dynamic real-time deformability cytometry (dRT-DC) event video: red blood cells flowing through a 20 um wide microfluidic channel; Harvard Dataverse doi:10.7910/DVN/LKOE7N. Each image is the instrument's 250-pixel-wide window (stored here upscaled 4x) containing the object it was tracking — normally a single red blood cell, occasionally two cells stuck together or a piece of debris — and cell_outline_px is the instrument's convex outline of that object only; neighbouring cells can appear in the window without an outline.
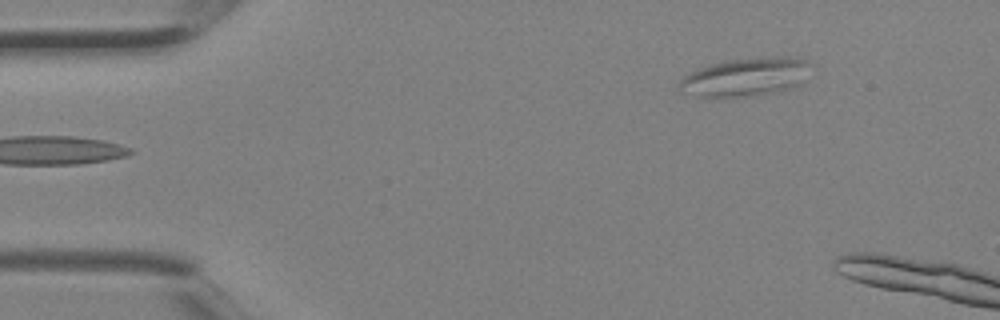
{"species": "Egyptian fruit bat (a non-hibernating species)", "species_latin": "Rousettus aegyptiacus", "temperature_condition": "room temperature", "stored_images_in_passage": 4, "camera_frame_rate_fps": 3000, "um_per_image_px": 0.085, "animal": {"sex": "female"}, "frame": {"image": 1, "passage_image": 4, "time_ms": 1.0, "image_size_px": [1000, 320], "cell_outline_px": [[816, 68], [804, 84], [792, 88], [756, 96], [696, 96], [680, 92], [680, 80], [684, 76], [696, 68], [728, 60], [780, 56], [788, 56], [804, 60], [816, 64]], "centroid_in_image_um": [63.53, 6.53], "position_along_channel_um": 21.5, "area_um2": 30.06}}